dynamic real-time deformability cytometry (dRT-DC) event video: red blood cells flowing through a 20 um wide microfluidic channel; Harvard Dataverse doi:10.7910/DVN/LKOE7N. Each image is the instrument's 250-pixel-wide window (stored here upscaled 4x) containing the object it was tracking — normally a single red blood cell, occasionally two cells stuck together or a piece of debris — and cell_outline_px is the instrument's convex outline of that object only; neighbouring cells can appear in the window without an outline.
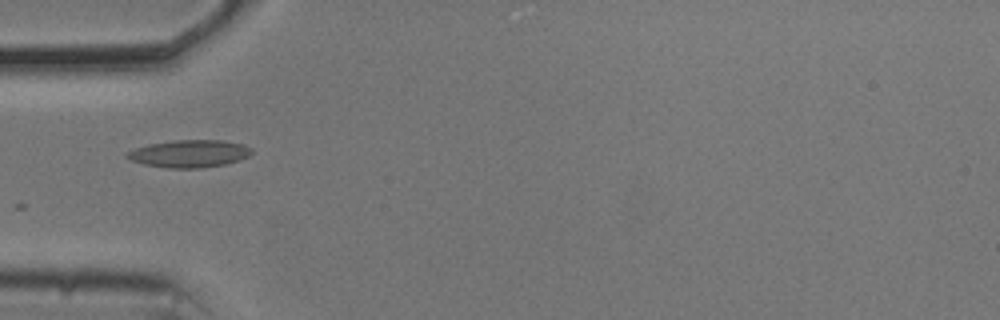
{"species": "common noctule bat (a hibernating species)", "species_latin": "Nyctalus noctula", "temperature_condition": "cold", "stored_images_in_passage": 4, "camera_frame_rate_fps": 3000, "um_per_image_px": 0.085, "animal": {"sex": "male", "body_mass_g": 20.5, "forearm_length_mm": 52.5}, "frame": {"image": 1, "passage_image": 1, "time_ms": 0.0, "image_size_px": [1000, 320], "cell_outline_px": [[252, 152], [248, 156], [240, 160], [224, 164], [200, 168], [168, 168], [144, 164], [132, 160], [124, 156], [128, 152], [136, 148], [148, 144], [176, 140], [220, 140], [244, 144], [252, 148]], "centroid_in_image_um": [16.12, 13.05], "position_along_channel_um": 68.9, "area_um2": 19.83}}